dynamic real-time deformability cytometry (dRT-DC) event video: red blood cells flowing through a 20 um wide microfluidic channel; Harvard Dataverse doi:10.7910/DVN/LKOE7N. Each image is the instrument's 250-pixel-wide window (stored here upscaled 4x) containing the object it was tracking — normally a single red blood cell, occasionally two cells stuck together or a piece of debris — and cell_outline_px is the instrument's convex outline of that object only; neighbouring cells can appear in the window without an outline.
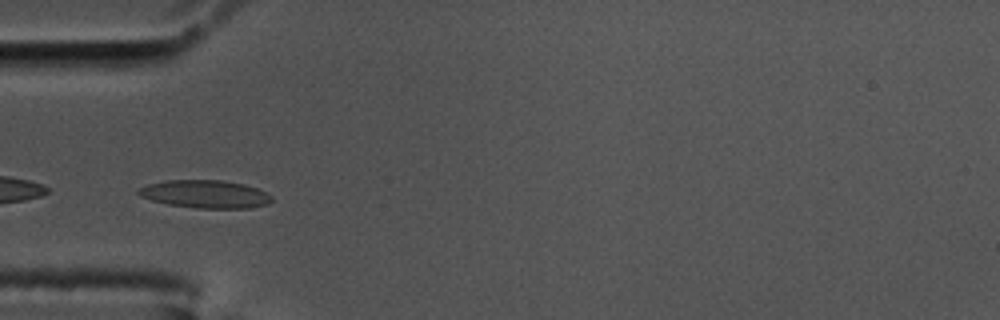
{"species": "common noctule bat (a hibernating species)", "species_latin": "Nyctalus noctula", "temperature_condition": "cold", "stored_images_in_passage": 39, "camera_frame_rate_fps": 3000, "um_per_image_px": 0.085, "animal": {"sex": "male", "body_mass_g": 17.5, "forearm_length_mm": 52.3}, "frame": {"image": 1, "passage_image": 1, "time_ms": 0.0, "image_size_px": [1000, 320], "cell_outline_px": [[272, 200], [268, 204], [252, 208], [196, 208], [168, 204], [152, 200], [140, 196], [136, 192], [136, 188], [148, 184], [168, 180], [220, 180], [244, 184], [256, 188], [272, 196]], "centroid_in_image_um": [17.42, 16.5], "position_along_channel_um": 67.6, "area_um2": 21.68}, "authors_computed_cell_mechanics": {"area_um2": 21.2126, "velocity_mm_per_s": 3.4297, "shape_relaxation_time_tau1_ms": null, "shape_relaxation_time_tau2_ms": 1.8814, "deformation_change_tau1": null, "deformation_change_tau2": 0.0706}}